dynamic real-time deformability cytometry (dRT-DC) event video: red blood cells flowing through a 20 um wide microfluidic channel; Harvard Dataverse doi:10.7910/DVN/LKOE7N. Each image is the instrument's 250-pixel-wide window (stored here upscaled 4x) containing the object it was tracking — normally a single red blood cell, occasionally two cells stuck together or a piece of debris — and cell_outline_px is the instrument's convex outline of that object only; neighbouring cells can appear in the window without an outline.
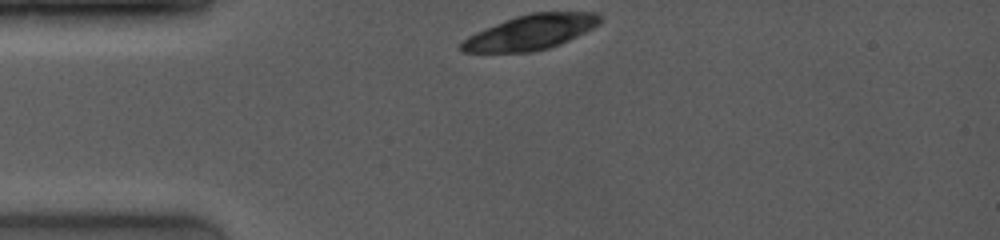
{"species": "common noctule bat (a hibernating species)", "species_latin": "Nyctalus noctula", "temperature_condition": "room temperature", "stored_images_in_passage": 6, "camera_frame_rate_fps": 4000, "um_per_image_px": 0.085, "animal": {"sex": "female", "body_mass_g": 19.0, "forearm_length_mm": 53.3}, "frame": {"image": 1, "passage_image": 1, "time_ms": 0.0, "image_size_px": [1000, 240], "cell_outline_px": [[600, 24], [560, 44], [548, 48], [532, 52], [460, 52], [460, 44], [468, 36], [476, 32], [516, 16], [532, 12], [596, 12], [600, 16]], "centroid_in_image_um": [45.1, 2.74], "position_along_channel_um": 39.9, "area_um2": 27.86}}